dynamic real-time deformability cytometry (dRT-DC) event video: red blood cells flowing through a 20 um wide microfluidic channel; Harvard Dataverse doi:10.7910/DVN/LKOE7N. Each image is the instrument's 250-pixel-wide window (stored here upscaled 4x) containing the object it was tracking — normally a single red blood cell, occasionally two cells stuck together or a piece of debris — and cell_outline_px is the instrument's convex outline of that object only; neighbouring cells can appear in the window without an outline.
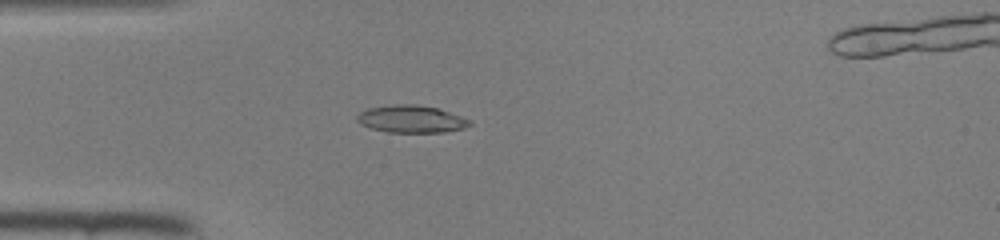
{"species": "common noctule bat (a hibernating species)", "species_latin": "Nyctalus noctula", "temperature_condition": "room temperature", "stored_images_in_passage": 36, "camera_frame_rate_fps": 3000, "um_per_image_px": 0.085, "animal": {"sex": "female", "body_mass_g": 22.0, "forearm_length_mm": 56.7}, "frame": {"image": 1, "passage_image": 3, "time_ms": 0.667, "image_size_px": [1000, 240], "cell_outline_px": [[472, 124], [464, 128], [444, 132], [388, 132], [372, 128], [360, 124], [356, 120], [356, 116], [360, 112], [368, 108], [396, 104], [416, 104], [436, 108], [472, 120]], "centroid_in_image_um": [34.95, 10.12], "position_along_channel_um": 50.1, "area_um2": 17.86}}
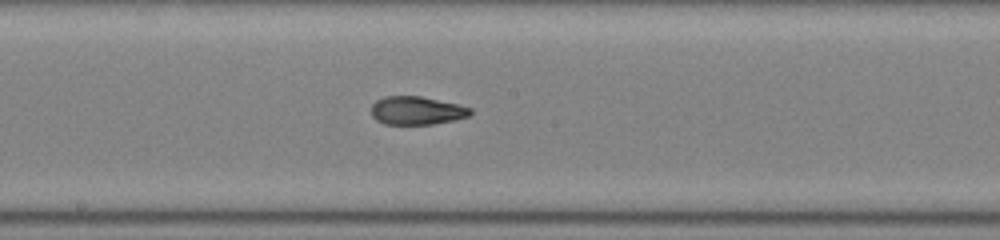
{"frame": {"image": 2, "passage_image": 15, "time_ms": 4.667, "image_size_px": [1000, 240], "cell_outline_px": [[472, 112], [468, 116], [452, 120], [432, 124], [384, 124], [376, 120], [372, 116], [372, 104], [376, 100], [384, 96], [420, 96], [460, 104], [472, 108]], "centroid_in_image_um": [35.41, 9.39], "position_along_channel_um": 212.8, "area_um2": 16.36}}
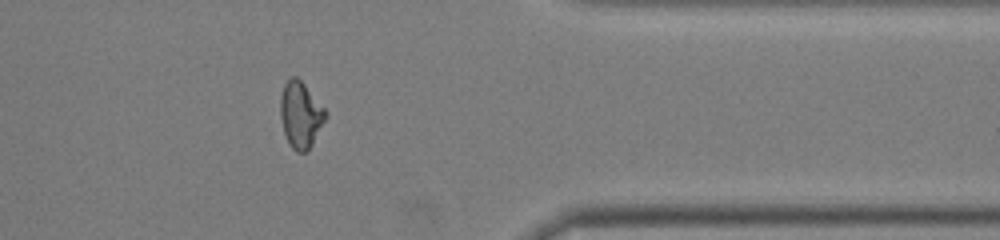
{"frame": {"image": 3, "passage_image": 28, "time_ms": 9.0, "image_size_px": [1000, 240], "cell_outline_px": [[328, 116], [312, 144], [304, 152], [296, 152], [288, 144], [284, 132], [280, 116], [280, 96], [284, 84], [292, 76], [296, 76], [304, 84], [328, 112]], "centroid_in_image_um": [25.55, 9.75], "position_along_channel_um": 385.9, "area_um2": 17.46}}